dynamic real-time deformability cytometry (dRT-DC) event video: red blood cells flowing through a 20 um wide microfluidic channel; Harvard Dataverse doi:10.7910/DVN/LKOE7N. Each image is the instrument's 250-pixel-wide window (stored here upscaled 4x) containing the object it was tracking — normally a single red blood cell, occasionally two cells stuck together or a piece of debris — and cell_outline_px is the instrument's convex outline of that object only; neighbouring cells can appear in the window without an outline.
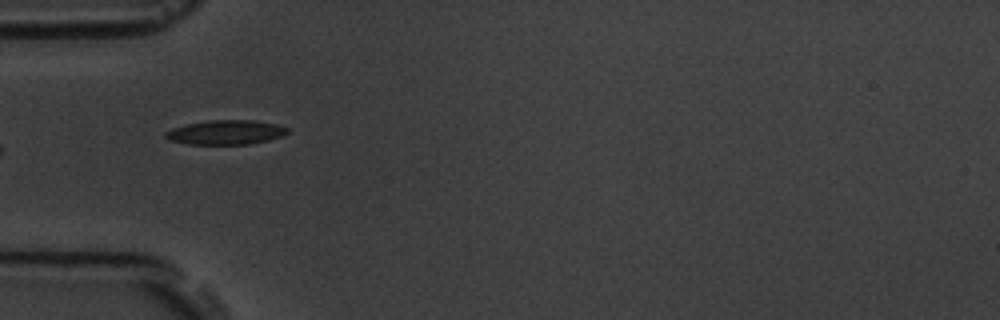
{"species": "common noctule bat (a hibernating species)", "species_latin": "Nyctalus noctula", "temperature_condition": "room temperature", "stored_images_in_passage": 15, "camera_frame_rate_fps": 3000, "um_per_image_px": 0.085, "animal": {"sex": "male", "body_mass_g": 19.5, "forearm_length_mm": 54.6}, "frame": {"image": 1, "passage_image": 5, "time_ms": 5.333, "image_size_px": [1000, 320], "cell_outline_px": [[288, 132], [280, 136], [268, 140], [248, 144], [188, 144], [168, 140], [164, 136], [164, 132], [172, 128], [188, 124], [208, 120], [252, 120], [276, 124], [288, 128]], "centroid_in_image_um": [19.15, 11.25], "position_along_channel_um": 65.9, "area_um2": 17.22}}
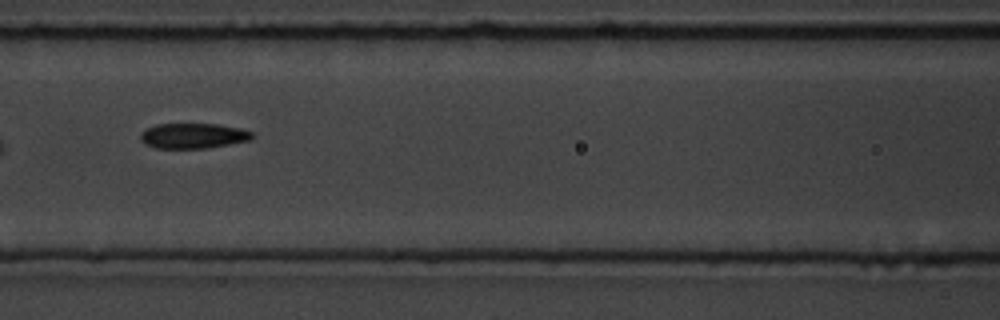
{"frame": {"image": 2, "passage_image": 7, "time_ms": 7.667, "image_size_px": [1000, 320], "cell_outline_px": [[252, 140], [208, 148], [156, 148], [144, 144], [140, 140], [140, 136], [148, 128], [156, 124], [216, 124], [240, 128], [252, 132]], "centroid_in_image_um": [16.43, 11.55], "position_along_channel_um": 150.2, "area_um2": 16.36}}
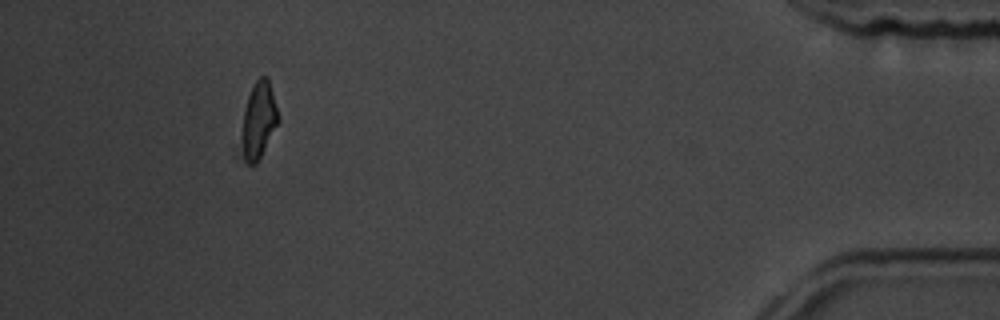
{"frame": {"image": 3, "passage_image": 14, "time_ms": 16.667, "image_size_px": [1000, 320], "cell_outline_px": [[280, 120], [256, 164], [248, 164], [236, 160], [232, 156], [232, 148], [244, 108], [252, 84], [260, 76], [268, 76]], "centroid_in_image_um": [21.77, 10.44], "position_along_channel_um": 413.4, "area_um2": 18.55}, "authors_computed_cell_mechanics": {"area_um2": 16.5308, "velocity_mm_per_s": 3.6285, "shape_relaxation_time_tau1_ms": 2.6014, "shape_relaxation_time_tau2_ms": null, "deformation_change_tau1": 0.1039, "deformation_change_tau2": null}}